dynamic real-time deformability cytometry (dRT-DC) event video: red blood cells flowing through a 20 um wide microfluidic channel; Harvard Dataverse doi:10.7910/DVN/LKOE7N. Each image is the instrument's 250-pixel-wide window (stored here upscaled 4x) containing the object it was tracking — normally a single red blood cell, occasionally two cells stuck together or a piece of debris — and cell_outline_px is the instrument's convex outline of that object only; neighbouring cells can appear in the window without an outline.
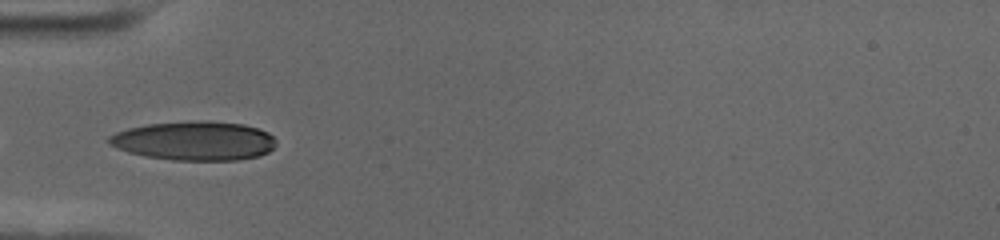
{"species": "human", "species_latin": "Homo sapiens", "temperature_condition": "cold", "stored_images_in_passage": 39, "camera_frame_rate_fps": 3000, "um_per_image_px": 0.085, "donor": {"sex": "female"}, "frame": {"image": 1, "passage_image": 1, "time_ms": 0.0, "image_size_px": [1000, 240], "cell_outline_px": [[276, 144], [268, 152], [260, 156], [236, 160], [172, 160], [148, 156], [128, 152], [116, 148], [108, 144], [108, 136], [116, 132], [128, 128], [148, 124], [200, 120], [208, 120], [244, 124], [268, 132], [276, 140]], "centroid_in_image_um": [16.52, 11.96], "position_along_channel_um": 68.5, "area_um2": 38.15}}
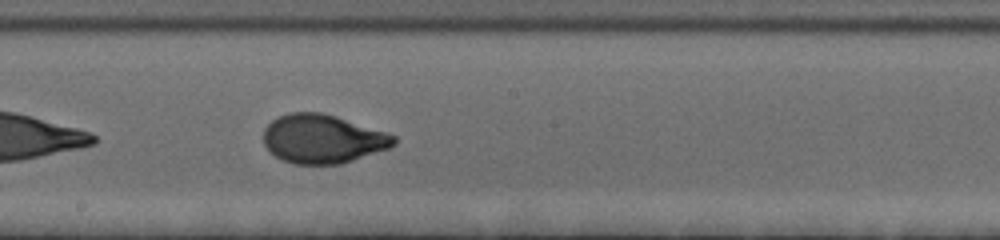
{"frame": {"image": 2, "passage_image": 14, "time_ms": 4.333, "image_size_px": [1000, 240], "cell_outline_px": [[396, 144], [388, 148], [340, 164], [296, 164], [284, 160], [268, 152], [264, 144], [264, 128], [272, 120], [288, 112], [320, 112], [336, 116], [388, 132], [396, 136]], "centroid_in_image_um": [27.42, 11.79], "position_along_channel_um": 220.8, "area_um2": 37.05}}
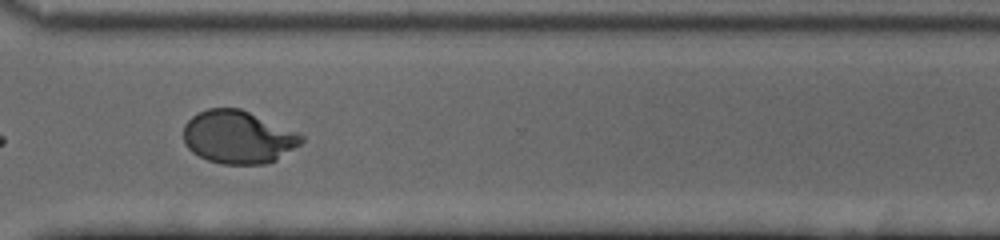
{"frame": {"image": 3, "passage_image": 25, "time_ms": 8.0, "image_size_px": [1000, 240], "cell_outline_px": [[304, 140], [300, 144], [276, 160], [264, 164], [220, 164], [208, 160], [192, 152], [184, 144], [184, 124], [192, 116], [208, 108], [240, 108], [296, 132], [304, 136]], "centroid_in_image_um": [20.21, 11.66], "position_along_channel_um": 350.4, "area_um2": 36.13}, "authors_computed_cell_mechanics": {"area_um2": 36.5296, "velocity_mm_per_s": 3.5337, "shape_relaxation_time_tau1_ms": 4.5631, "shape_relaxation_time_tau2_ms": null, "deformation_change_tau1": 0.2085, "deformation_change_tau2": null}}